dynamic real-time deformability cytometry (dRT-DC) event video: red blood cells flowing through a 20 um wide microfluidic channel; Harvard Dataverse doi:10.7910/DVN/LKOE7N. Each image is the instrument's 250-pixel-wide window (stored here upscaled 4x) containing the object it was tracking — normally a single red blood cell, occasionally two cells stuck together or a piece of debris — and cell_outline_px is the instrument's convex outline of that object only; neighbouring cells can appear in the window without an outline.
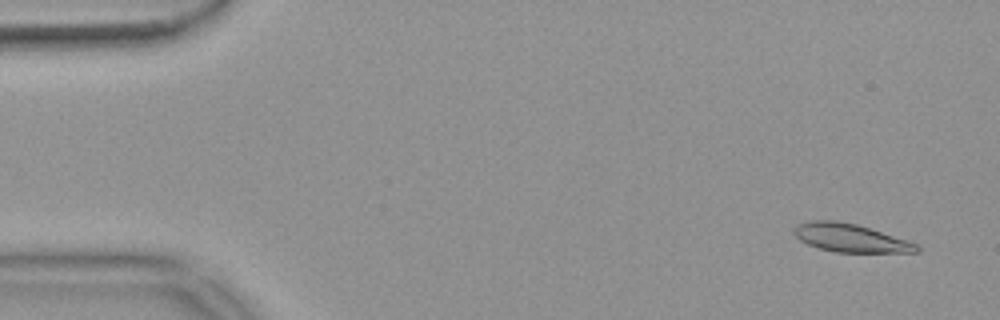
{"species": "common noctule bat (a hibernating species)", "species_latin": "Nyctalus noctula", "temperature_condition": "warm", "stored_images_in_passage": 55, "segment_of_instrument_passage": [1, 2], "camera_frame_rate_fps": 3000, "um_per_image_px": 0.085, "animal": {"sex": "female", "body_mass_g": 18.4}, "frame": {"image": 1, "passage_image": 3, "time_ms": 0.667, "image_size_px": [1000, 320], "cell_outline_px": [[920, 252], [836, 252], [820, 248], [808, 244], [800, 240], [792, 232], [800, 224], [812, 220], [836, 220], [856, 224], [908, 240], [916, 244], [920, 248]], "centroid_in_image_um": [72.3, 20.22], "position_along_channel_um": 12.7, "area_um2": 19.88}}
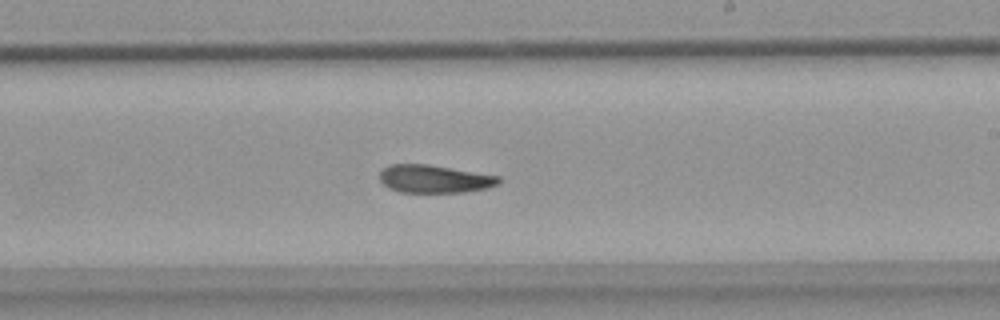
{"frame": {"image": 2, "passage_image": 32, "time_ms": 10.333, "image_size_px": [1000, 320], "cell_outline_px": [[504, 180], [500, 184], [488, 188], [464, 192], [400, 192], [388, 188], [380, 180], [380, 172], [384, 168], [392, 164], [428, 164], [500, 176]], "centroid_in_image_um": [36.98, 15.21], "position_along_channel_um": 252.0, "area_um2": 19.48}}
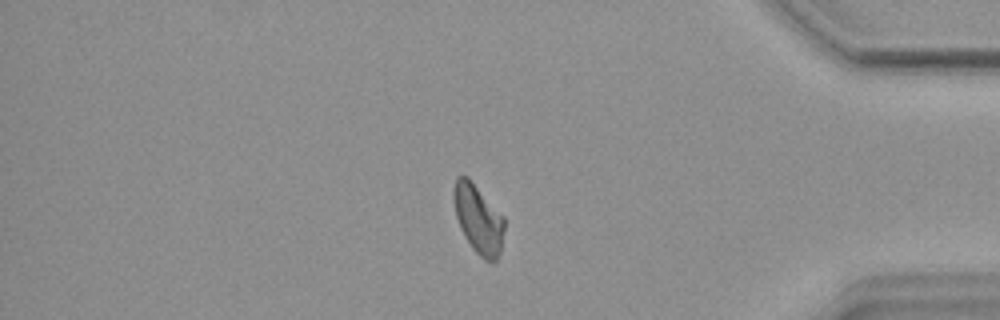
{"frame": {"image": 3, "passage_image": 46, "time_ms": 15.0, "image_size_px": [1000, 320], "cell_outline_px": [[504, 228], [500, 252], [496, 260], [484, 260], [472, 248], [464, 236], [460, 228], [456, 216], [452, 200], [452, 192], [456, 176], [468, 176], [504, 216]], "centroid_in_image_um": [40.63, 18.57], "position_along_channel_um": 394.6, "area_um2": 20.46}}